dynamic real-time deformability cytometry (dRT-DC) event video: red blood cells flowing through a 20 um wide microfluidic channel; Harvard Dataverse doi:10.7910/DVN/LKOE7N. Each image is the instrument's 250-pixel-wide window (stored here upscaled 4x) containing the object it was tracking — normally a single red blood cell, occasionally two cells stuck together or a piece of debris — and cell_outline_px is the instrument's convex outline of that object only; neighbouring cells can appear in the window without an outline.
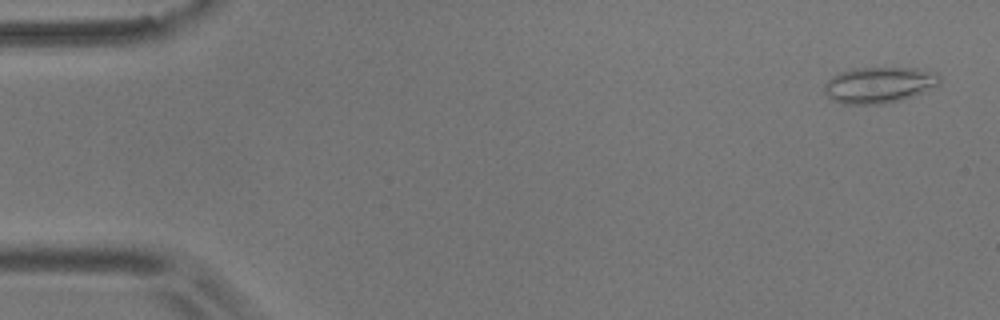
{"species": "common noctule bat (a hibernating species)", "species_latin": "Nyctalus noctula", "temperature_condition": "room temperature", "stored_images_in_passage": 42, "camera_frame_rate_fps": 3000, "um_per_image_px": 0.085, "animal": {"sex": "male", "body_mass_g": 17.9}, "frame": {"image": 1, "passage_image": 1, "time_ms": 0.0, "image_size_px": [1000, 320], "cell_outline_px": [[940, 80], [936, 84], [924, 92], [900, 100], [884, 104], [844, 104], [828, 96], [824, 92], [824, 84], [832, 76], [840, 72], [852, 68], [916, 68], [936, 72], [940, 76]], "centroid_in_image_um": [74.71, 7.21], "position_along_channel_um": 10.3, "area_um2": 24.1}}
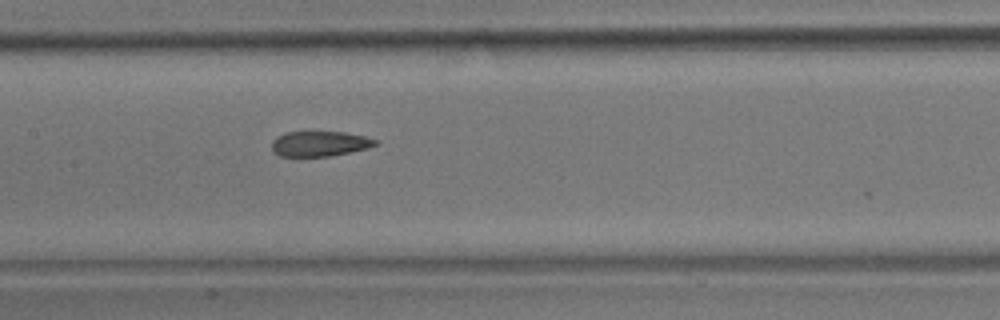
{"frame": {"image": 2, "passage_image": 25, "time_ms": 8.0, "image_size_px": [1000, 320], "cell_outline_px": [[380, 144], [368, 148], [328, 156], [280, 156], [272, 152], [272, 140], [276, 136], [284, 132], [344, 132], [364, 136], [380, 140]], "centroid_in_image_um": [27.18, 12.21], "position_along_channel_um": 180.2, "area_um2": 15.32}}
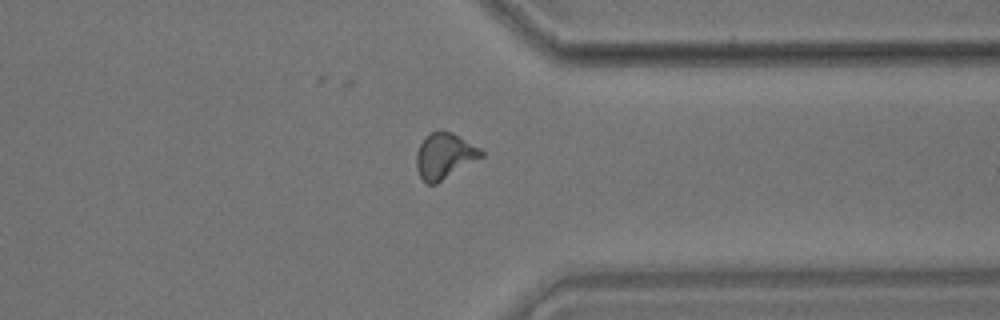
{"frame": {"image": 3, "passage_image": 41, "time_ms": 13.333, "image_size_px": [1000, 320], "cell_outline_px": [[484, 156], [436, 184], [428, 184], [420, 176], [416, 168], [416, 152], [424, 136], [432, 132], [452, 132], [480, 148], [484, 152]], "centroid_in_image_um": [37.78, 13.26], "position_along_channel_um": 373.6, "area_um2": 17.17}}